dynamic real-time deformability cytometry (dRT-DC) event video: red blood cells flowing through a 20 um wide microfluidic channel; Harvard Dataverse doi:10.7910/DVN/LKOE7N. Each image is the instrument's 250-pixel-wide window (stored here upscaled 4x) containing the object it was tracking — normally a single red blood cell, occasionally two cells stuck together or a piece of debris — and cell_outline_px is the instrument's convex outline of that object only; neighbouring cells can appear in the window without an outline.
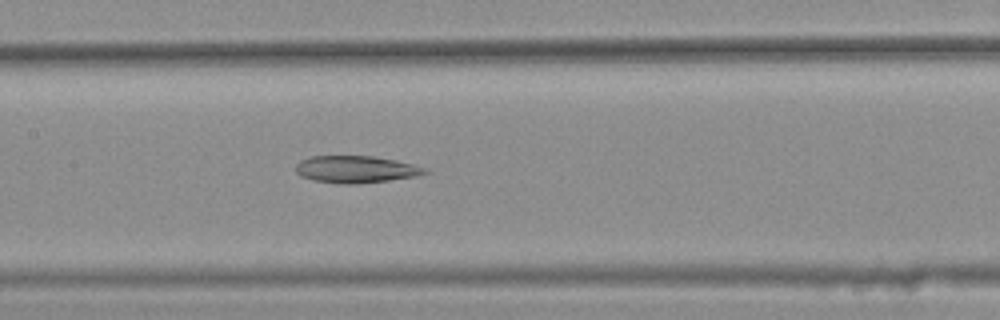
{"species": "common noctule bat (a hibernating species)", "species_latin": "Nyctalus noctula", "temperature_condition": "warm", "stored_images_in_passage": 45, "camera_frame_rate_fps": 3000, "um_per_image_px": 0.085, "animal": {"sex": "female", "body_mass_g": 25.1}, "frame": {"image": 1, "passage_image": 25, "time_ms": 8.0, "image_size_px": [1000, 320], "cell_outline_px": [[428, 172], [416, 176], [388, 180], [356, 184], [340, 184], [316, 180], [300, 176], [296, 172], [296, 164], [300, 160], [312, 156], [372, 156], [396, 160], [428, 168]], "centroid_in_image_um": [30.24, 14.39], "position_along_channel_um": 177.2, "area_um2": 20.29}}
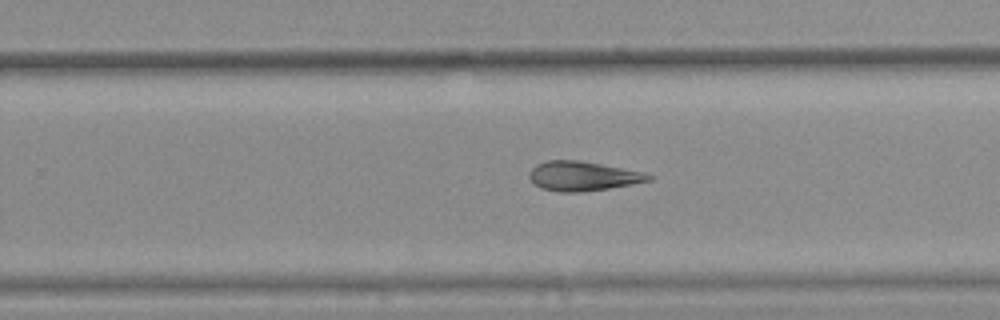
{"frame": {"image": 2, "passage_image": 33, "time_ms": 10.667, "image_size_px": [1000, 320], "cell_outline_px": [[656, 176], [652, 180], [632, 184], [608, 188], [580, 192], [560, 192], [540, 188], [532, 184], [528, 176], [528, 172], [536, 164], [548, 160], [580, 160], [640, 172]], "centroid_in_image_um": [49.47, 14.97], "position_along_channel_um": 280.3, "area_um2": 20.46}}
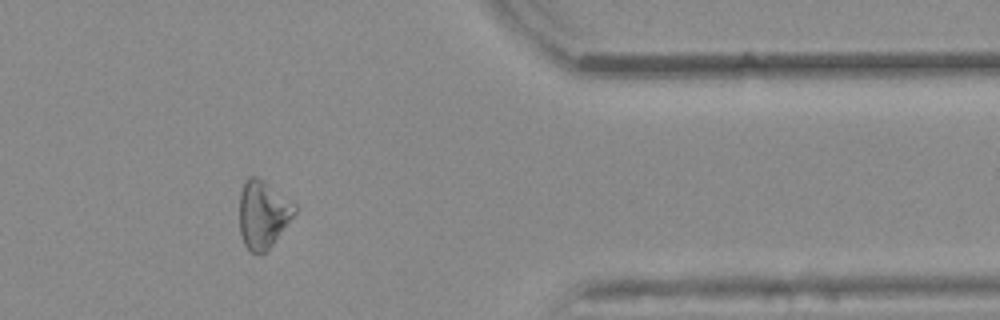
{"frame": {"image": 3, "passage_image": 43, "time_ms": 14.0, "image_size_px": [1000, 320], "cell_outline_px": [[296, 212], [272, 244], [264, 252], [248, 252], [244, 244], [240, 232], [240, 192], [244, 180], [248, 176], [256, 176], [264, 180], [296, 204]], "centroid_in_image_um": [22.33, 18.17], "position_along_channel_um": 389.1, "area_um2": 21.68}, "authors_computed_cell_mechanics": {"area_um2": 22.3108, "velocity_mm_per_s": 3.8818, "shape_relaxation_time_tau1_ms": null, "shape_relaxation_time_tau2_ms": 10.1238, "deformation_change_tau1": null, "deformation_change_tau2": 0.2695}}